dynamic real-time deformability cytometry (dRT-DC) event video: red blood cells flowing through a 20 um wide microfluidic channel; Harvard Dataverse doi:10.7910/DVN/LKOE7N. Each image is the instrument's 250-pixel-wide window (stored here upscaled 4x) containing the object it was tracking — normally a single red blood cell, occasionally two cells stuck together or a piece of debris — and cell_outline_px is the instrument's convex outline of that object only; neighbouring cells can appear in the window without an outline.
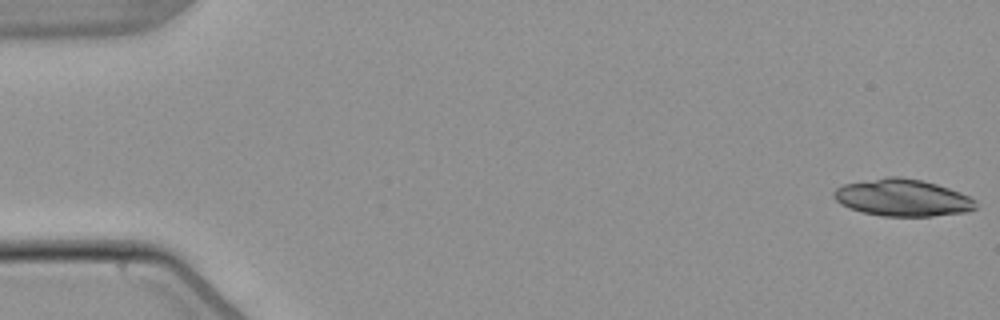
{"species": "common noctule bat (a hibernating species)", "species_latin": "Nyctalus noctula", "temperature_condition": "warm", "stored_images_in_passage": 4, "camera_frame_rate_fps": 3000, "um_per_image_px": 0.085, "animal": {"sex": "male", "body_mass_g": 21.5, "forearm_length_mm": 52.0}, "frame": {"image": 1, "passage_image": 1, "time_ms": 0.0, "image_size_px": [1000, 320], "cell_outline_px": [[976, 208], [968, 212], [932, 216], [880, 216], [860, 212], [848, 208], [840, 204], [832, 196], [832, 192], [836, 188], [844, 184], [888, 176], [900, 176], [920, 180], [936, 184], [960, 192], [976, 200]], "centroid_in_image_um": [76.69, 16.81], "position_along_channel_um": 8.3, "area_um2": 30.81}}